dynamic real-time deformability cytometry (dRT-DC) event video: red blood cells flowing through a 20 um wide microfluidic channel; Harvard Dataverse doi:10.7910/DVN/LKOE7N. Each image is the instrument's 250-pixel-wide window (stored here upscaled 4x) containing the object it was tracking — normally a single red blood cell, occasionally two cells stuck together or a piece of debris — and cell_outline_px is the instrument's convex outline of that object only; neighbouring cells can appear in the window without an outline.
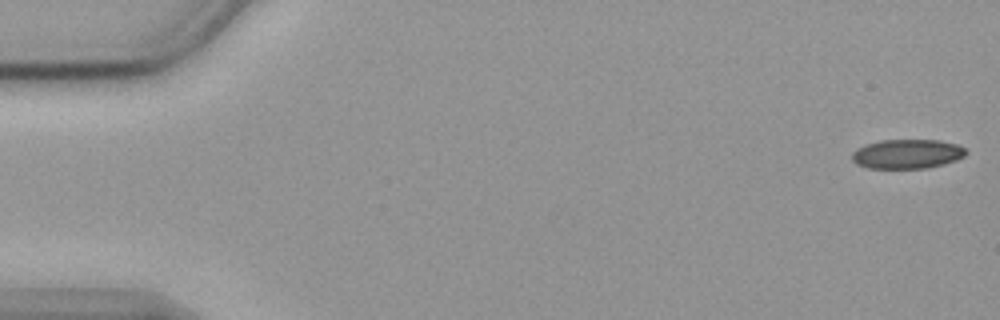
{"species": "common noctule bat (a hibernating species)", "species_latin": "Nyctalus noctula", "temperature_condition": "cold", "stored_images_in_passage": 56, "camera_frame_rate_fps": 3000, "um_per_image_px": 0.085, "animal": {"sex": "female", "body_mass_g": 19.9}, "frame": {"image": 1, "passage_image": 1, "time_ms": 0.0, "image_size_px": [1000, 320], "cell_outline_px": [[968, 152], [964, 156], [956, 160], [944, 164], [924, 168], [868, 168], [856, 164], [852, 160], [852, 152], [856, 148], [864, 144], [880, 140], [940, 140], [956, 144], [964, 148]], "centroid_in_image_um": [77.08, 13.08], "position_along_channel_um": 7.9, "area_um2": 19.59}}
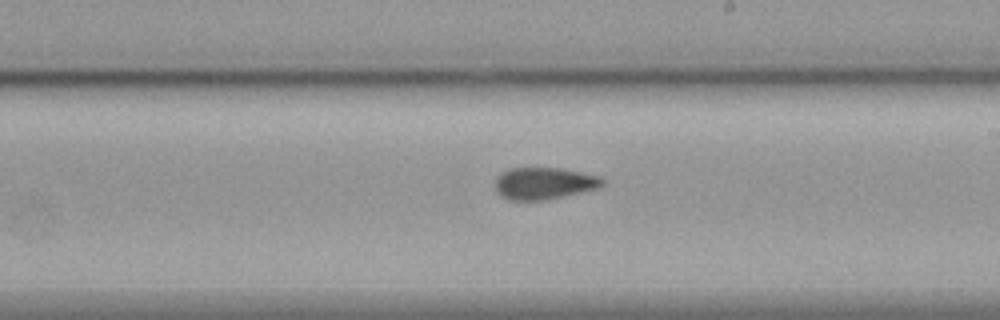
{"frame": {"image": 2, "passage_image": 32, "time_ms": 10.333, "image_size_px": [1000, 320], "cell_outline_px": [[604, 184], [596, 188], [580, 192], [544, 200], [508, 200], [496, 192], [496, 176], [500, 172], [512, 168], [560, 168], [600, 176], [604, 180]], "centroid_in_image_um": [46.21, 15.58], "position_along_channel_um": 242.8, "area_um2": 19.83}}
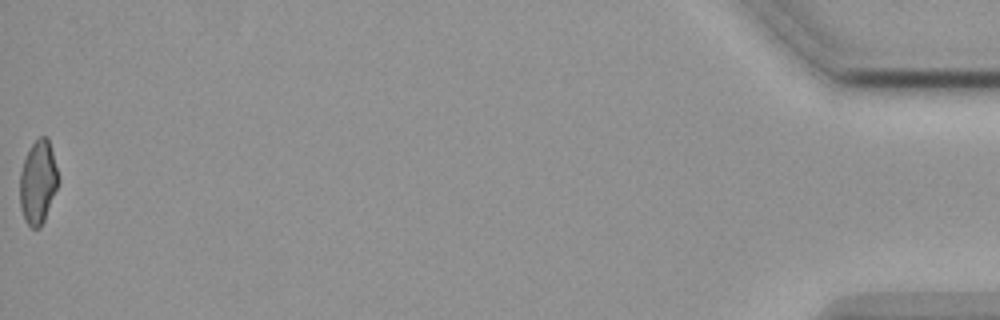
{"frame": {"image": 3, "passage_image": 56, "time_ms": 18.333, "image_size_px": [1000, 320], "cell_outline_px": [[60, 180], [44, 220], [40, 228], [32, 228], [24, 220], [20, 208], [20, 172], [24, 160], [32, 144], [40, 136], [48, 136]], "centroid_in_image_um": [3.23, 15.49], "position_along_channel_um": 432.0, "area_um2": 18.67}, "authors_computed_cell_mechanics": {"area_um2": 20.2589, "velocity_mm_per_s": 3.5973, "shape_relaxation_time_tau1_ms": null, "shape_relaxation_time_tau2_ms": 3.0591, "deformation_change_tau1": null, "deformation_change_tau2": 0.0902}}